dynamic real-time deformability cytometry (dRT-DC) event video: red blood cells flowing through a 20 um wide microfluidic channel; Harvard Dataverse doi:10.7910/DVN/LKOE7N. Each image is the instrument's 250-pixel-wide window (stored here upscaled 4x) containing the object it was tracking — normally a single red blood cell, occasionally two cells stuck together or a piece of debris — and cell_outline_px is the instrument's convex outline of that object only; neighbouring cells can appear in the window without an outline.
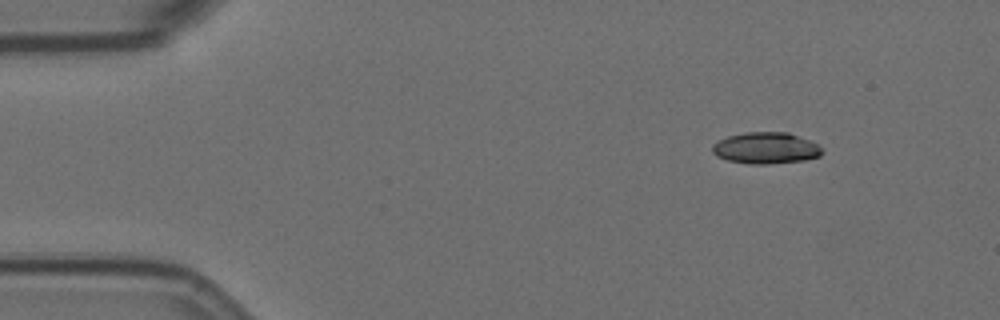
{"species": "Egyptian fruit bat (a non-hibernating species)", "species_latin": "Rousettus aegyptiacus", "temperature_condition": "room temperature", "stored_images_in_passage": 51, "camera_frame_rate_fps": 3000, "um_per_image_px": 0.085, "animal": {"sex": "female"}, "frame": {"image": 1, "passage_image": 1, "time_ms": 0.0, "image_size_px": [1000, 320], "cell_outline_px": [[820, 156], [804, 160], [768, 164], [752, 164], [728, 160], [716, 156], [712, 152], [712, 144], [728, 136], [744, 132], [788, 132], [808, 140], [816, 144], [820, 148]], "centroid_in_image_um": [65.05, 12.58], "position_along_channel_um": 20.0, "area_um2": 19.88}}
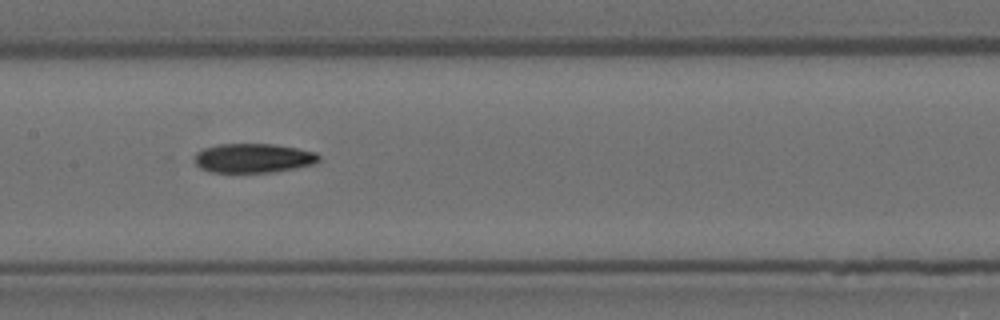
{"frame": {"image": 2, "passage_image": 22, "time_ms": 7.0, "image_size_px": [1000, 320], "cell_outline_px": [[320, 160], [312, 164], [292, 168], [268, 172], [212, 172], [200, 168], [196, 164], [196, 152], [204, 148], [216, 144], [276, 144], [316, 152], [320, 156]], "centroid_in_image_um": [21.52, 13.42], "position_along_channel_um": 185.9, "area_um2": 20.98}}
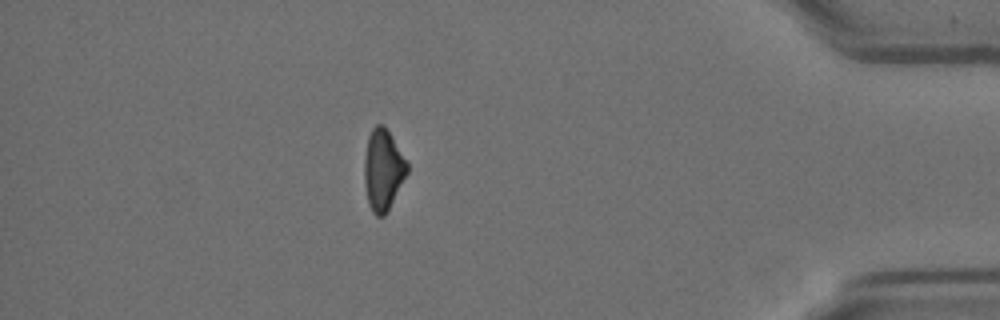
{"frame": {"image": 3, "passage_image": 44, "time_ms": 14.333, "image_size_px": [1000, 320], "cell_outline_px": [[408, 172], [384, 216], [376, 216], [372, 212], [368, 204], [364, 184], [364, 156], [368, 136], [372, 128], [376, 124], [384, 124], [392, 136], [408, 164]], "centroid_in_image_um": [32.53, 14.41], "position_along_channel_um": 402.7, "area_um2": 20.23}, "authors_computed_cell_mechanics": {"area_um2": 21.1548, "velocity_mm_per_s": 3.5718, "shape_relaxation_time_tau1_ms": 9.9715, "shape_relaxation_time_tau2_ms": 10.8883, "deformation_change_tau1": 0.1953, "deformation_change_tau2": 0.1996}}